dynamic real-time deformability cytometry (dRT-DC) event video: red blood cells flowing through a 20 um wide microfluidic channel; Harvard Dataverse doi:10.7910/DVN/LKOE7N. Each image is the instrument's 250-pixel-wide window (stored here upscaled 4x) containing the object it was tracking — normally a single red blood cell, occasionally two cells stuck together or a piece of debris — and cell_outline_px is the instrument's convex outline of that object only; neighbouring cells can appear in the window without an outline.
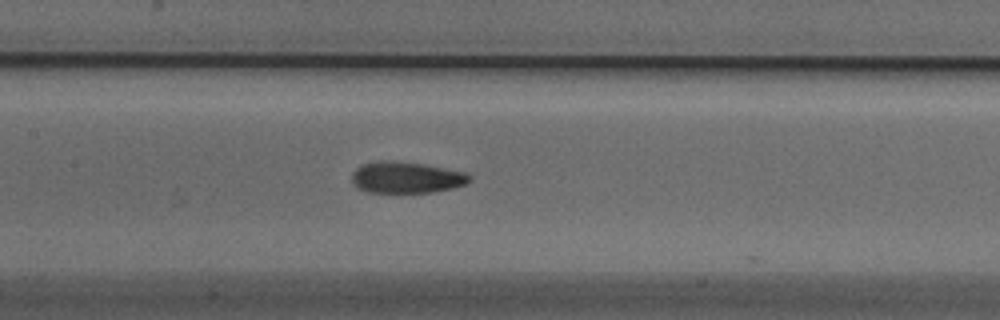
{"species": "Egyptian fruit bat (a non-hibernating species)", "species_latin": "Rousettus aegyptiacus", "temperature_condition": "cold", "stored_images_in_passage": 12, "camera_frame_rate_fps": 3000, "um_per_image_px": 0.085, "animal": {"sex": "male"}, "frame": {"image": 1, "passage_image": 9, "time_ms": 2.667, "image_size_px": [1000, 320], "cell_outline_px": [[472, 180], [464, 184], [452, 188], [432, 192], [368, 192], [352, 184], [352, 172], [360, 164], [380, 160], [392, 160], [424, 164], [464, 172], [472, 176]], "centroid_in_image_um": [34.51, 15.07], "position_along_channel_um": 172.9, "area_um2": 21.56}}